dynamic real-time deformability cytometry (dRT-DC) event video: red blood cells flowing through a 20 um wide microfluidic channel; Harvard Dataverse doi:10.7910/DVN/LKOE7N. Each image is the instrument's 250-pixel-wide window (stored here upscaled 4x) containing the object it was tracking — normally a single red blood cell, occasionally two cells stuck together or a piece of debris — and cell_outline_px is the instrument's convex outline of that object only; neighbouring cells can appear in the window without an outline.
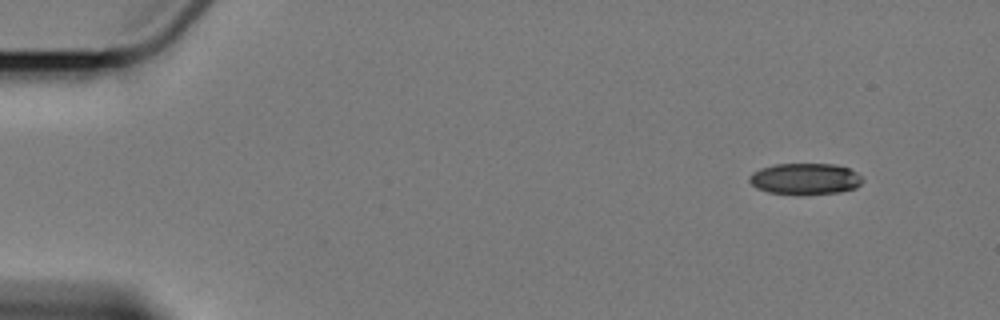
{"species": "Egyptian fruit bat (a non-hibernating species)", "species_latin": "Rousettus aegyptiacus", "temperature_condition": "cold", "stored_images_in_passage": 8, "camera_frame_rate_fps": 3000, "um_per_image_px": 0.085, "animal": {"sex": "female"}, "frame": {"image": 1, "passage_image": 1, "time_ms": 0.0, "image_size_px": [1000, 320], "cell_outline_px": [[860, 184], [856, 188], [840, 192], [768, 192], [756, 188], [748, 180], [748, 176], [752, 172], [760, 168], [776, 164], [832, 164], [848, 168], [856, 172], [860, 176]], "centroid_in_image_um": [68.39, 15.16], "position_along_channel_um": 16.6, "area_um2": 19.88}}
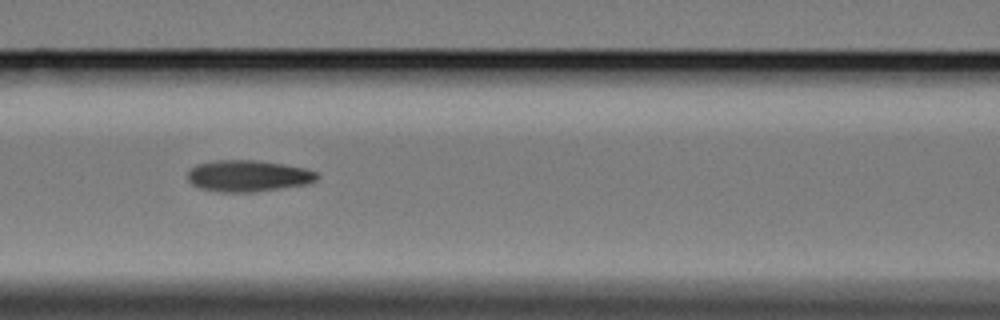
{"frame": {"image": 2, "passage_image": 7, "time_ms": 7.0, "image_size_px": [1000, 320], "cell_outline_px": [[320, 176], [316, 180], [308, 184], [252, 192], [224, 192], [200, 188], [192, 184], [188, 180], [188, 172], [196, 164], [216, 160], [256, 160], [284, 164], [304, 168], [316, 172]], "centroid_in_image_um": [21.1, 14.94], "position_along_channel_um": 145.5, "area_um2": 23.64}}
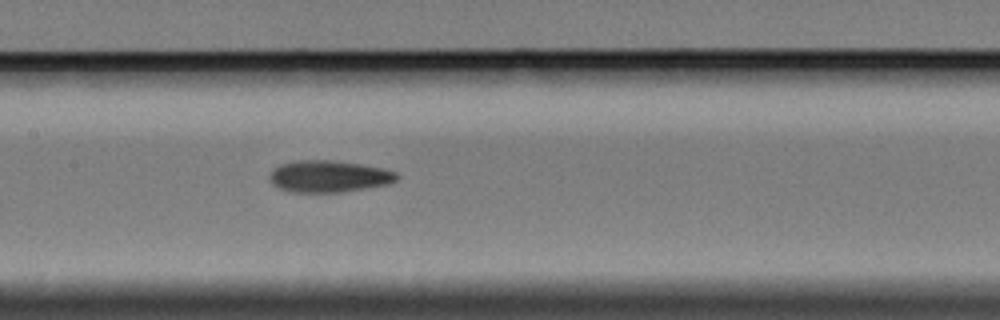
{"frame": {"image": 3, "passage_image": 8, "time_ms": 8.0, "image_size_px": [1000, 320], "cell_outline_px": [[400, 176], [396, 180], [388, 184], [340, 192], [292, 192], [280, 188], [272, 184], [268, 180], [268, 176], [272, 168], [280, 164], [296, 160], [336, 160], [384, 168], [396, 172]], "centroid_in_image_um": [27.91, 14.98], "position_along_channel_um": 179.5, "area_um2": 23.76}}